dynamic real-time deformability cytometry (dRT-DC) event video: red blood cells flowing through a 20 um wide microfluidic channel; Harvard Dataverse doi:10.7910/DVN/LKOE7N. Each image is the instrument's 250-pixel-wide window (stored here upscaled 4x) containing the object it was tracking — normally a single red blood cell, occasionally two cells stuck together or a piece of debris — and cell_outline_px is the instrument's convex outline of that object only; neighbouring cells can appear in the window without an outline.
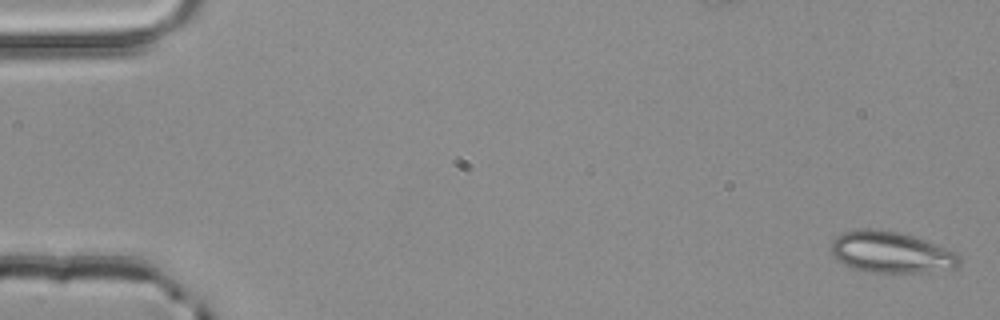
{"species": "common noctule bat (a hibernating species)", "species_latin": "Nyctalus noctula", "temperature_condition": "room temperature", "stored_images_in_passage": 4, "camera_frame_rate_fps": 3000, "um_per_image_px": 0.085, "animal": {"sex": "male", "body_mass_g": 20.4}, "frame": {"image": 1, "passage_image": 1, "time_ms": 0.0, "image_size_px": [1000, 320], "cell_outline_px": [[960, 264], [956, 268], [928, 272], [892, 276], [852, 268], [836, 260], [832, 256], [832, 240], [836, 236], [844, 232], [864, 228], [880, 228], [912, 236], [924, 240], [956, 252], [960, 256]], "centroid_in_image_um": [75.74, 21.49], "position_along_channel_um": 9.3, "area_um2": 31.67}}